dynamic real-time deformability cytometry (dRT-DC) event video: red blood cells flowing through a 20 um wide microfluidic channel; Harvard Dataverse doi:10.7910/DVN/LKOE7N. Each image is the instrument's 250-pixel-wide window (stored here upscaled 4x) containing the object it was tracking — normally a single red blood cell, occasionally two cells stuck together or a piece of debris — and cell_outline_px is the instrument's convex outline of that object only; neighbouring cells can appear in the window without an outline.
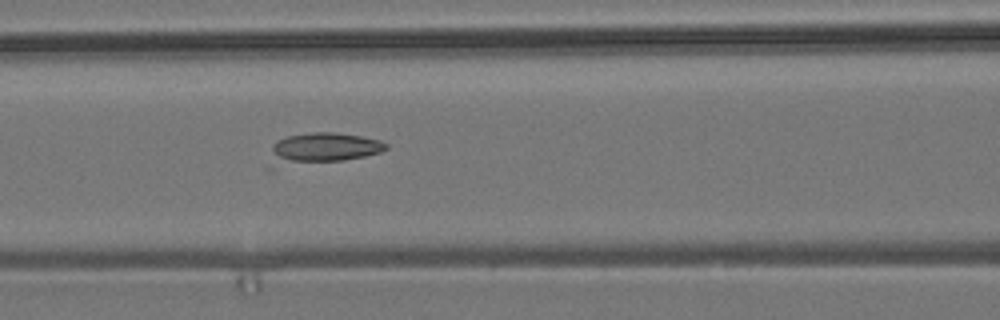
{"species": "common noctule bat (a hibernating species)", "species_latin": "Nyctalus noctula", "temperature_condition": "room temperature", "stored_images_in_passage": 6, "camera_frame_rate_fps": 3000, "um_per_image_px": 0.085, "animal": {"sex": "male", "body_mass_g": 19.2, "forearm_length_mm": 51.8}, "frame": {"image": 1, "passage_image": 6, "time_ms": 6.667, "image_size_px": [1000, 320], "cell_outline_px": [[388, 148], [380, 152], [364, 156], [344, 160], [272, 168], [264, 168], [272, 144], [276, 140], [288, 136], [312, 132], [336, 132], [360, 136], [380, 140], [388, 144]], "centroid_in_image_um": [27.26, 12.64], "position_along_channel_um": 139.3, "area_um2": 21.73}}